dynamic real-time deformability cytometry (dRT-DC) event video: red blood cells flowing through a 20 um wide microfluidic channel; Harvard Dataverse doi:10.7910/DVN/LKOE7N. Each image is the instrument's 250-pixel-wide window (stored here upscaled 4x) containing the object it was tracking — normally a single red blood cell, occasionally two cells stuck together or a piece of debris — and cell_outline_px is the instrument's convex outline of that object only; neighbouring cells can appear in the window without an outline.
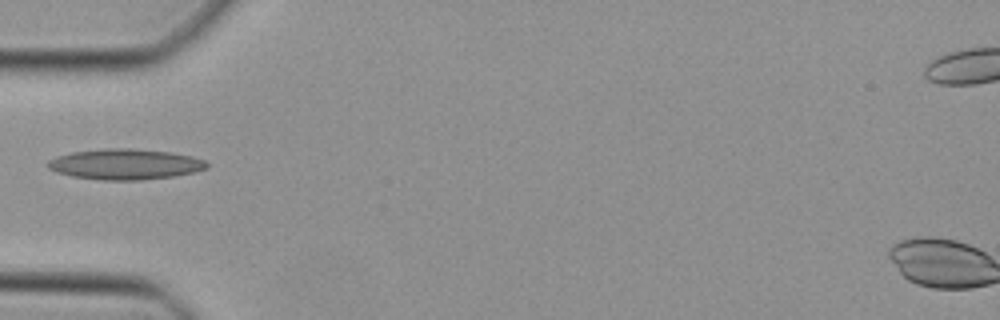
{"species": "Egyptian fruit bat (a non-hibernating species)", "species_latin": "Rousettus aegyptiacus", "temperature_condition": "cold", "stored_images_in_passage": 32, "camera_frame_rate_fps": 3000, "um_per_image_px": 0.085, "animal": {"sex": "female"}, "frame": {"image": 1, "passage_image": 1, "time_ms": 0.0, "image_size_px": [1000, 320], "cell_outline_px": [[208, 168], [192, 172], [172, 176], [140, 180], [100, 180], [72, 176], [56, 172], [48, 168], [48, 160], [56, 156], [72, 152], [104, 148], [128, 148], [168, 152], [192, 156], [204, 160], [208, 164]], "centroid_in_image_um": [10.6, 13.96], "position_along_channel_um": 74.4, "area_um2": 28.21}}
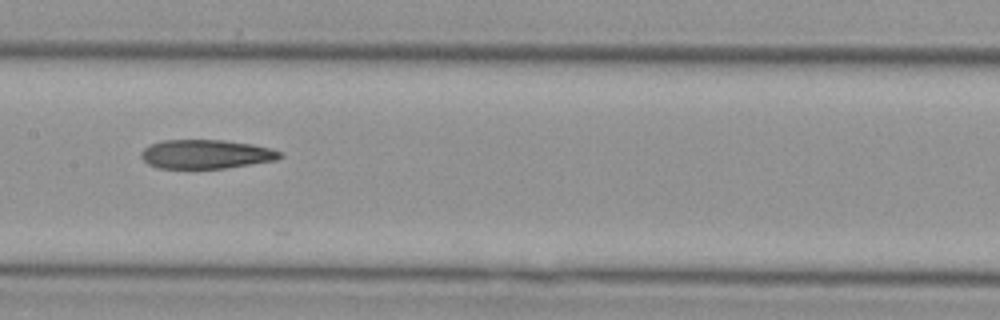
{"frame": {"image": 2, "passage_image": 9, "time_ms": 2.667, "image_size_px": [1000, 320], "cell_outline_px": [[284, 156], [276, 160], [224, 168], [156, 168], [148, 164], [140, 156], [140, 152], [144, 148], [160, 140], [224, 140], [252, 144], [272, 148], [284, 152]], "centroid_in_image_um": [17.53, 13.1], "position_along_channel_um": 189.9, "area_um2": 23.58}}
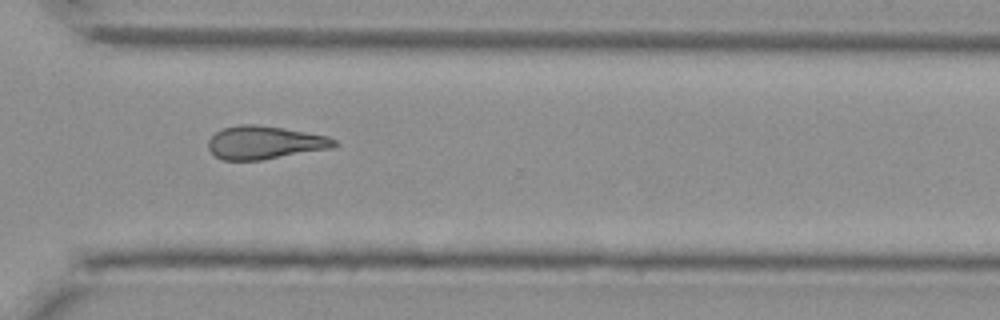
{"frame": {"image": 3, "passage_image": 20, "time_ms": 6.333, "image_size_px": [1000, 320], "cell_outline_px": [[340, 144], [332, 148], [260, 160], [224, 160], [216, 156], [208, 148], [208, 140], [216, 132], [224, 128], [240, 124], [256, 124], [284, 128], [328, 136], [336, 140]], "centroid_in_image_um": [22.52, 12.11], "position_along_channel_um": 348.1, "area_um2": 24.28}}